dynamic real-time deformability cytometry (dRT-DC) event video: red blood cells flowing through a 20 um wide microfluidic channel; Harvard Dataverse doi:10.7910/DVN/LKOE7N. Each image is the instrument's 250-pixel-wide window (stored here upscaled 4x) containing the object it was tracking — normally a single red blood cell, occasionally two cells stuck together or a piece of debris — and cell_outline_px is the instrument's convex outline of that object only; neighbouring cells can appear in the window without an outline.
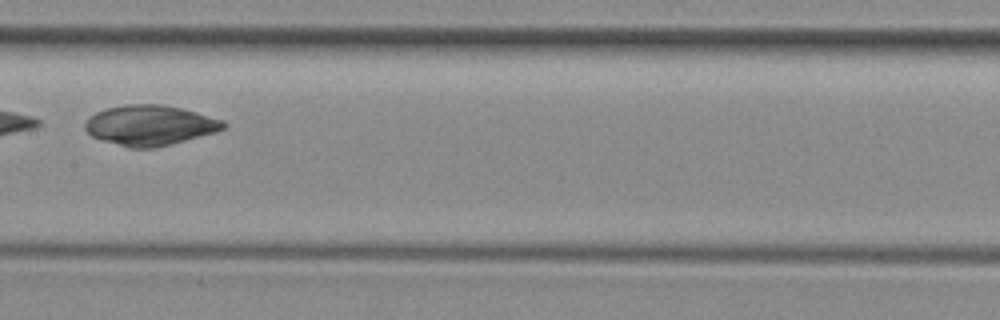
{"species": "common noctule bat (a hibernating species)", "species_latin": "Nyctalus noctula", "temperature_condition": "room temperature", "stored_images_in_passage": 6, "camera_frame_rate_fps": 3000, "um_per_image_px": 0.085, "animal": {"sex": "female", "body_mass_g": 29.2, "forearm_length_mm": 56.3}, "frame": {"image": 1, "passage_image": 5, "time_ms": 5.667, "image_size_px": [1000, 320], "cell_outline_px": [[228, 124], [224, 128], [216, 132], [172, 144], [156, 148], [128, 148], [92, 136], [84, 128], [84, 124], [96, 112], [104, 108], [124, 104], [160, 104], [180, 108], [196, 112], [224, 120]], "centroid_in_image_um": [12.76, 10.65], "position_along_channel_um": 194.6, "area_um2": 32.43}}
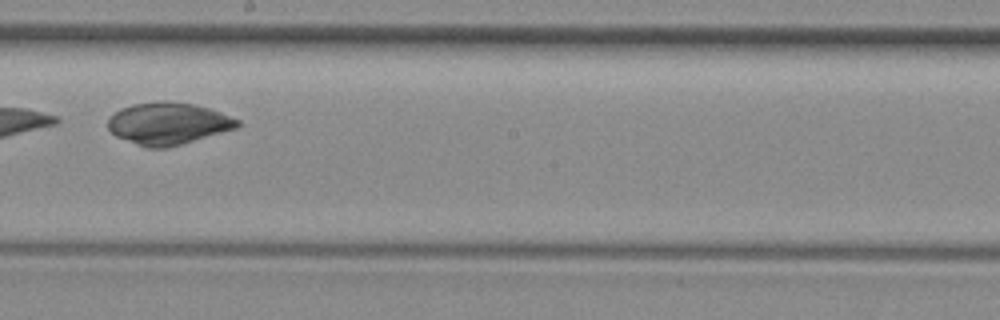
{"frame": {"image": 2, "passage_image": 6, "time_ms": 6.667, "image_size_px": [1000, 320], "cell_outline_px": [[240, 124], [236, 128], [168, 148], [144, 148], [116, 136], [108, 128], [108, 120], [120, 108], [132, 104], [160, 100], [168, 100], [192, 104], [208, 108], [220, 112], [240, 120]], "centroid_in_image_um": [14.27, 10.49], "position_along_channel_um": 233.9, "area_um2": 31.73}}